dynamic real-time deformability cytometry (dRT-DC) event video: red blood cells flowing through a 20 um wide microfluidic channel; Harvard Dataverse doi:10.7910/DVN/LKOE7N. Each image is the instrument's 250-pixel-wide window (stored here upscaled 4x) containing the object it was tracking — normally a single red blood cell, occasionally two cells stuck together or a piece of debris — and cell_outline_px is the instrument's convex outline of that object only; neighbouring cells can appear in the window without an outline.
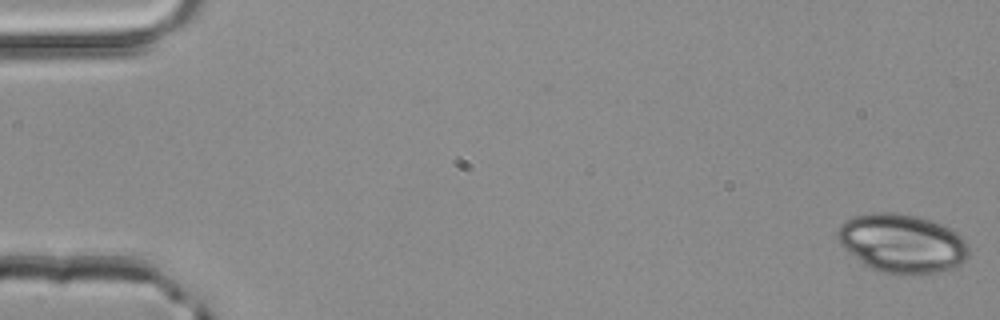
{"species": "common noctule bat (a hibernating species)", "species_latin": "Nyctalus noctula", "temperature_condition": "room temperature", "stored_images_in_passage": 3, "camera_frame_rate_fps": 3000, "um_per_image_px": 0.085, "animal": {"sex": "male", "body_mass_g": 20.4}, "frame": {"image": 1, "passage_image": 1, "time_ms": 0.0, "image_size_px": [1000, 320], "cell_outline_px": [[968, 256], [960, 264], [952, 268], [940, 272], [908, 276], [896, 276], [876, 272], [864, 264], [848, 252], [840, 244], [836, 236], [836, 232], [840, 224], [844, 220], [856, 216], [872, 212], [892, 212], [916, 216], [952, 228], [968, 244]], "centroid_in_image_um": [76.65, 20.72], "position_along_channel_um": 8.4, "area_um2": 45.6}}